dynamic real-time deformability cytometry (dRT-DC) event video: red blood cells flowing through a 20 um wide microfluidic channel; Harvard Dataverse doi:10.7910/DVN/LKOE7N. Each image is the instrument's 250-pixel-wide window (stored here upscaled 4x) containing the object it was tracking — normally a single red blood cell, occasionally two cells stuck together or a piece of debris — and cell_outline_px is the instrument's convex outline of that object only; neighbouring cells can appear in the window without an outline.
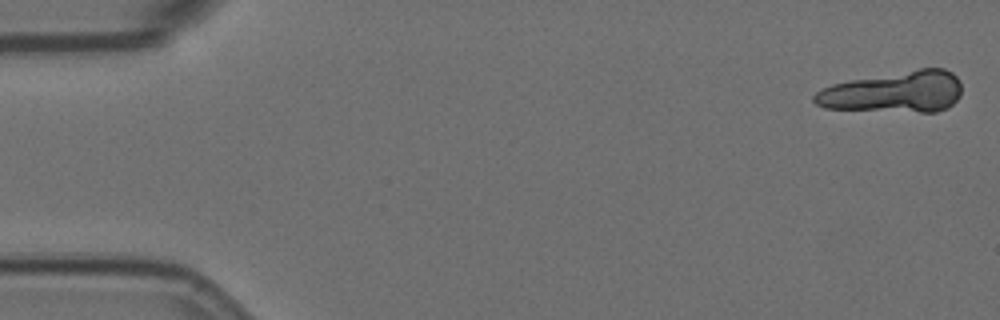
{"species": "Egyptian fruit bat (a non-hibernating species)", "species_latin": "Rousettus aegyptiacus", "temperature_condition": "room temperature", "stored_images_in_passage": 7, "camera_frame_rate_fps": 3000, "um_per_image_px": 0.085, "animal": {"sex": "female"}, "frame": {"image": 1, "passage_image": 1, "time_ms": 0.0, "image_size_px": [1000, 320], "cell_outline_px": [[960, 96], [948, 108], [936, 112], [920, 112], [824, 108], [816, 104], [812, 100], [812, 96], [816, 92], [832, 84], [852, 80], [920, 68], [944, 68], [952, 72], [960, 80]], "centroid_in_image_um": [76.03, 7.82], "position_along_channel_um": 9.0, "area_um2": 35.37}}